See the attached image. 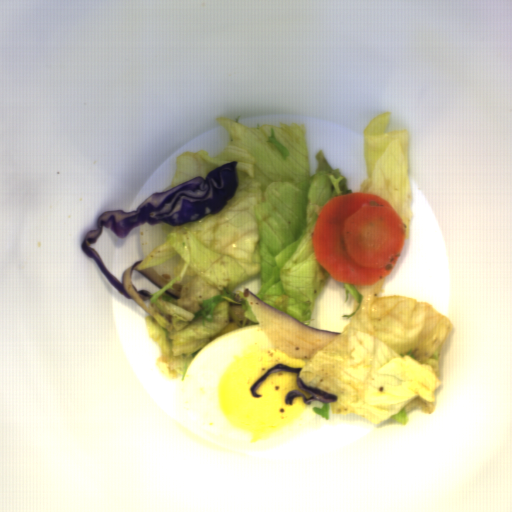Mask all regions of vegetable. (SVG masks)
Here are the masks:
<instances>
[{
	"label": "vegetable",
	"instance_id": "vegetable-1",
	"mask_svg": "<svg viewBox=\"0 0 512 512\" xmlns=\"http://www.w3.org/2000/svg\"><path fill=\"white\" fill-rule=\"evenodd\" d=\"M215 122L230 140L215 157L206 150L175 158L171 188L237 161L238 184L217 214L171 226L162 222L161 243L133 270L159 266L178 255L173 278L152 294L145 325L159 346L156 366L184 382L194 360L226 336L261 328L248 293L235 290L261 276L256 297L305 325L331 276L315 259L312 233L325 203L353 193L321 149L310 173L305 124L247 127L230 118ZM182 285L179 299L165 291Z\"/></svg>",
	"mask_w": 512,
	"mask_h": 512
},
{
	"label": "vegetable",
	"instance_id": "vegetable-2",
	"mask_svg": "<svg viewBox=\"0 0 512 512\" xmlns=\"http://www.w3.org/2000/svg\"><path fill=\"white\" fill-rule=\"evenodd\" d=\"M387 277L371 286L345 284L354 298L339 335L307 358L299 378L337 395L335 403L313 406L326 421L355 414L379 424L395 419L407 427L419 407L433 414L441 387L442 346L454 329L449 317L427 301L385 295Z\"/></svg>",
	"mask_w": 512,
	"mask_h": 512
},
{
	"label": "vegetable",
	"instance_id": "vegetable-3",
	"mask_svg": "<svg viewBox=\"0 0 512 512\" xmlns=\"http://www.w3.org/2000/svg\"><path fill=\"white\" fill-rule=\"evenodd\" d=\"M392 121L391 112L371 119L364 129V160L367 179L359 193H374L385 199L398 213L410 239L413 219V198L409 176L408 129L387 131Z\"/></svg>",
	"mask_w": 512,
	"mask_h": 512
}]
</instances>
